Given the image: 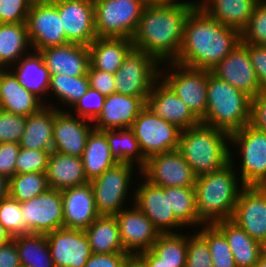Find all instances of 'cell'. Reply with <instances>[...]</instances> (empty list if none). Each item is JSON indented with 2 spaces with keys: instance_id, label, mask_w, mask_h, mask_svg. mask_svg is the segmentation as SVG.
Segmentation results:
<instances>
[{
  "instance_id": "22",
  "label": "cell",
  "mask_w": 266,
  "mask_h": 267,
  "mask_svg": "<svg viewBox=\"0 0 266 267\" xmlns=\"http://www.w3.org/2000/svg\"><path fill=\"white\" fill-rule=\"evenodd\" d=\"M146 106L181 131L201 123V120L161 78L154 83L147 97Z\"/></svg>"
},
{
  "instance_id": "49",
  "label": "cell",
  "mask_w": 266,
  "mask_h": 267,
  "mask_svg": "<svg viewBox=\"0 0 266 267\" xmlns=\"http://www.w3.org/2000/svg\"><path fill=\"white\" fill-rule=\"evenodd\" d=\"M33 0H0V23L26 22Z\"/></svg>"
},
{
  "instance_id": "42",
  "label": "cell",
  "mask_w": 266,
  "mask_h": 267,
  "mask_svg": "<svg viewBox=\"0 0 266 267\" xmlns=\"http://www.w3.org/2000/svg\"><path fill=\"white\" fill-rule=\"evenodd\" d=\"M198 233L207 241L213 267H236L225 236L213 224H204Z\"/></svg>"
},
{
  "instance_id": "17",
  "label": "cell",
  "mask_w": 266,
  "mask_h": 267,
  "mask_svg": "<svg viewBox=\"0 0 266 267\" xmlns=\"http://www.w3.org/2000/svg\"><path fill=\"white\" fill-rule=\"evenodd\" d=\"M231 220L262 243L266 239V186H244Z\"/></svg>"
},
{
  "instance_id": "38",
  "label": "cell",
  "mask_w": 266,
  "mask_h": 267,
  "mask_svg": "<svg viewBox=\"0 0 266 267\" xmlns=\"http://www.w3.org/2000/svg\"><path fill=\"white\" fill-rule=\"evenodd\" d=\"M89 85L88 75L70 77L66 74L50 75L48 94L60 100L61 104L73 108L74 104L87 92ZM51 92V93H50Z\"/></svg>"
},
{
  "instance_id": "24",
  "label": "cell",
  "mask_w": 266,
  "mask_h": 267,
  "mask_svg": "<svg viewBox=\"0 0 266 267\" xmlns=\"http://www.w3.org/2000/svg\"><path fill=\"white\" fill-rule=\"evenodd\" d=\"M145 106L141 97L112 93L105 98L102 111L92 124L101 131L130 128Z\"/></svg>"
},
{
  "instance_id": "6",
  "label": "cell",
  "mask_w": 266,
  "mask_h": 267,
  "mask_svg": "<svg viewBox=\"0 0 266 267\" xmlns=\"http://www.w3.org/2000/svg\"><path fill=\"white\" fill-rule=\"evenodd\" d=\"M146 0H101L94 3L97 37L132 39Z\"/></svg>"
},
{
  "instance_id": "56",
  "label": "cell",
  "mask_w": 266,
  "mask_h": 267,
  "mask_svg": "<svg viewBox=\"0 0 266 267\" xmlns=\"http://www.w3.org/2000/svg\"><path fill=\"white\" fill-rule=\"evenodd\" d=\"M138 255L144 260L146 267H176L162 262V259L158 257L151 249L143 251Z\"/></svg>"
},
{
  "instance_id": "25",
  "label": "cell",
  "mask_w": 266,
  "mask_h": 267,
  "mask_svg": "<svg viewBox=\"0 0 266 267\" xmlns=\"http://www.w3.org/2000/svg\"><path fill=\"white\" fill-rule=\"evenodd\" d=\"M50 75L66 74L70 77L86 75L89 63V47L66 43L38 51Z\"/></svg>"
},
{
  "instance_id": "21",
  "label": "cell",
  "mask_w": 266,
  "mask_h": 267,
  "mask_svg": "<svg viewBox=\"0 0 266 267\" xmlns=\"http://www.w3.org/2000/svg\"><path fill=\"white\" fill-rule=\"evenodd\" d=\"M210 72L251 98L264 91L258 82L248 50L242 43H239Z\"/></svg>"
},
{
  "instance_id": "50",
  "label": "cell",
  "mask_w": 266,
  "mask_h": 267,
  "mask_svg": "<svg viewBox=\"0 0 266 267\" xmlns=\"http://www.w3.org/2000/svg\"><path fill=\"white\" fill-rule=\"evenodd\" d=\"M20 148L19 143H0V175L8 180L16 174V158Z\"/></svg>"
},
{
  "instance_id": "40",
  "label": "cell",
  "mask_w": 266,
  "mask_h": 267,
  "mask_svg": "<svg viewBox=\"0 0 266 267\" xmlns=\"http://www.w3.org/2000/svg\"><path fill=\"white\" fill-rule=\"evenodd\" d=\"M151 250L171 266L185 267L187 258V235L182 233H161Z\"/></svg>"
},
{
  "instance_id": "32",
  "label": "cell",
  "mask_w": 266,
  "mask_h": 267,
  "mask_svg": "<svg viewBox=\"0 0 266 267\" xmlns=\"http://www.w3.org/2000/svg\"><path fill=\"white\" fill-rule=\"evenodd\" d=\"M29 52L13 66L15 70L9 69L28 91L34 93L46 105L43 97L48 94L50 74L40 53H33L31 50Z\"/></svg>"
},
{
  "instance_id": "41",
  "label": "cell",
  "mask_w": 266,
  "mask_h": 267,
  "mask_svg": "<svg viewBox=\"0 0 266 267\" xmlns=\"http://www.w3.org/2000/svg\"><path fill=\"white\" fill-rule=\"evenodd\" d=\"M48 189L45 172H28L15 174L9 179L8 195L22 203L37 197Z\"/></svg>"
},
{
  "instance_id": "5",
  "label": "cell",
  "mask_w": 266,
  "mask_h": 267,
  "mask_svg": "<svg viewBox=\"0 0 266 267\" xmlns=\"http://www.w3.org/2000/svg\"><path fill=\"white\" fill-rule=\"evenodd\" d=\"M250 120L251 97L208 71L207 110L201 123L231 134Z\"/></svg>"
},
{
  "instance_id": "46",
  "label": "cell",
  "mask_w": 266,
  "mask_h": 267,
  "mask_svg": "<svg viewBox=\"0 0 266 267\" xmlns=\"http://www.w3.org/2000/svg\"><path fill=\"white\" fill-rule=\"evenodd\" d=\"M185 267H213L207 241L198 232L192 236H187Z\"/></svg>"
},
{
  "instance_id": "35",
  "label": "cell",
  "mask_w": 266,
  "mask_h": 267,
  "mask_svg": "<svg viewBox=\"0 0 266 267\" xmlns=\"http://www.w3.org/2000/svg\"><path fill=\"white\" fill-rule=\"evenodd\" d=\"M84 232L94 254L125 252L115 216L100 215Z\"/></svg>"
},
{
  "instance_id": "39",
  "label": "cell",
  "mask_w": 266,
  "mask_h": 267,
  "mask_svg": "<svg viewBox=\"0 0 266 267\" xmlns=\"http://www.w3.org/2000/svg\"><path fill=\"white\" fill-rule=\"evenodd\" d=\"M169 203L175 217L184 227L193 225L202 227L204 225L197 216L194 186L169 187Z\"/></svg>"
},
{
  "instance_id": "9",
  "label": "cell",
  "mask_w": 266,
  "mask_h": 267,
  "mask_svg": "<svg viewBox=\"0 0 266 267\" xmlns=\"http://www.w3.org/2000/svg\"><path fill=\"white\" fill-rule=\"evenodd\" d=\"M166 65L173 72L169 68L168 73H164L160 66V78L201 120L207 110L208 71L183 66L176 62H167Z\"/></svg>"
},
{
  "instance_id": "31",
  "label": "cell",
  "mask_w": 266,
  "mask_h": 267,
  "mask_svg": "<svg viewBox=\"0 0 266 267\" xmlns=\"http://www.w3.org/2000/svg\"><path fill=\"white\" fill-rule=\"evenodd\" d=\"M54 104L43 106L26 117V126L19 142L21 148L52 151Z\"/></svg>"
},
{
  "instance_id": "18",
  "label": "cell",
  "mask_w": 266,
  "mask_h": 267,
  "mask_svg": "<svg viewBox=\"0 0 266 267\" xmlns=\"http://www.w3.org/2000/svg\"><path fill=\"white\" fill-rule=\"evenodd\" d=\"M57 107H54L52 151L81 157L89 133L94 129L93 122Z\"/></svg>"
},
{
  "instance_id": "59",
  "label": "cell",
  "mask_w": 266,
  "mask_h": 267,
  "mask_svg": "<svg viewBox=\"0 0 266 267\" xmlns=\"http://www.w3.org/2000/svg\"><path fill=\"white\" fill-rule=\"evenodd\" d=\"M13 237L9 234L6 228L0 223V246L11 241Z\"/></svg>"
},
{
  "instance_id": "54",
  "label": "cell",
  "mask_w": 266,
  "mask_h": 267,
  "mask_svg": "<svg viewBox=\"0 0 266 267\" xmlns=\"http://www.w3.org/2000/svg\"><path fill=\"white\" fill-rule=\"evenodd\" d=\"M129 255L127 252L110 254L92 253L84 267H122L123 262Z\"/></svg>"
},
{
  "instance_id": "15",
  "label": "cell",
  "mask_w": 266,
  "mask_h": 267,
  "mask_svg": "<svg viewBox=\"0 0 266 267\" xmlns=\"http://www.w3.org/2000/svg\"><path fill=\"white\" fill-rule=\"evenodd\" d=\"M132 201L160 233H173L184 226L174 215L169 203V187L156 186L146 179L134 189Z\"/></svg>"
},
{
  "instance_id": "64",
  "label": "cell",
  "mask_w": 266,
  "mask_h": 267,
  "mask_svg": "<svg viewBox=\"0 0 266 267\" xmlns=\"http://www.w3.org/2000/svg\"><path fill=\"white\" fill-rule=\"evenodd\" d=\"M93 1V3H95V2H98V1H101V0H92Z\"/></svg>"
},
{
  "instance_id": "14",
  "label": "cell",
  "mask_w": 266,
  "mask_h": 267,
  "mask_svg": "<svg viewBox=\"0 0 266 267\" xmlns=\"http://www.w3.org/2000/svg\"><path fill=\"white\" fill-rule=\"evenodd\" d=\"M25 221V233L47 234L63 227V202L61 190L46 192L20 203Z\"/></svg>"
},
{
  "instance_id": "10",
  "label": "cell",
  "mask_w": 266,
  "mask_h": 267,
  "mask_svg": "<svg viewBox=\"0 0 266 267\" xmlns=\"http://www.w3.org/2000/svg\"><path fill=\"white\" fill-rule=\"evenodd\" d=\"M134 166L136 165L118 162L90 181L95 205L100 215L114 216L124 209L123 205L125 199L130 195L128 194L129 187L135 176L133 174Z\"/></svg>"
},
{
  "instance_id": "53",
  "label": "cell",
  "mask_w": 266,
  "mask_h": 267,
  "mask_svg": "<svg viewBox=\"0 0 266 267\" xmlns=\"http://www.w3.org/2000/svg\"><path fill=\"white\" fill-rule=\"evenodd\" d=\"M250 124L266 133V91L251 98Z\"/></svg>"
},
{
  "instance_id": "19",
  "label": "cell",
  "mask_w": 266,
  "mask_h": 267,
  "mask_svg": "<svg viewBox=\"0 0 266 267\" xmlns=\"http://www.w3.org/2000/svg\"><path fill=\"white\" fill-rule=\"evenodd\" d=\"M45 235L55 267H84L92 254L84 230L62 227Z\"/></svg>"
},
{
  "instance_id": "12",
  "label": "cell",
  "mask_w": 266,
  "mask_h": 267,
  "mask_svg": "<svg viewBox=\"0 0 266 267\" xmlns=\"http://www.w3.org/2000/svg\"><path fill=\"white\" fill-rule=\"evenodd\" d=\"M26 26L33 51L69 43L58 9L51 0L32 2Z\"/></svg>"
},
{
  "instance_id": "11",
  "label": "cell",
  "mask_w": 266,
  "mask_h": 267,
  "mask_svg": "<svg viewBox=\"0 0 266 267\" xmlns=\"http://www.w3.org/2000/svg\"><path fill=\"white\" fill-rule=\"evenodd\" d=\"M146 159L178 149L181 130L145 106L130 127Z\"/></svg>"
},
{
  "instance_id": "58",
  "label": "cell",
  "mask_w": 266,
  "mask_h": 267,
  "mask_svg": "<svg viewBox=\"0 0 266 267\" xmlns=\"http://www.w3.org/2000/svg\"><path fill=\"white\" fill-rule=\"evenodd\" d=\"M8 184L9 180L5 176L0 175V200L8 196Z\"/></svg>"
},
{
  "instance_id": "37",
  "label": "cell",
  "mask_w": 266,
  "mask_h": 267,
  "mask_svg": "<svg viewBox=\"0 0 266 267\" xmlns=\"http://www.w3.org/2000/svg\"><path fill=\"white\" fill-rule=\"evenodd\" d=\"M13 239L16 243L21 266L55 267L45 234L25 233L13 237Z\"/></svg>"
},
{
  "instance_id": "48",
  "label": "cell",
  "mask_w": 266,
  "mask_h": 267,
  "mask_svg": "<svg viewBox=\"0 0 266 267\" xmlns=\"http://www.w3.org/2000/svg\"><path fill=\"white\" fill-rule=\"evenodd\" d=\"M105 96L97 90L89 87L87 92L74 104V113L76 116L94 121L102 111Z\"/></svg>"
},
{
  "instance_id": "27",
  "label": "cell",
  "mask_w": 266,
  "mask_h": 267,
  "mask_svg": "<svg viewBox=\"0 0 266 267\" xmlns=\"http://www.w3.org/2000/svg\"><path fill=\"white\" fill-rule=\"evenodd\" d=\"M50 189L63 190L88 183L81 157L51 151L46 169Z\"/></svg>"
},
{
  "instance_id": "55",
  "label": "cell",
  "mask_w": 266,
  "mask_h": 267,
  "mask_svg": "<svg viewBox=\"0 0 266 267\" xmlns=\"http://www.w3.org/2000/svg\"><path fill=\"white\" fill-rule=\"evenodd\" d=\"M0 267H21L14 239L0 246Z\"/></svg>"
},
{
  "instance_id": "33",
  "label": "cell",
  "mask_w": 266,
  "mask_h": 267,
  "mask_svg": "<svg viewBox=\"0 0 266 267\" xmlns=\"http://www.w3.org/2000/svg\"><path fill=\"white\" fill-rule=\"evenodd\" d=\"M81 159L89 182L118 163L111 155L106 134L95 128L89 133Z\"/></svg>"
},
{
  "instance_id": "44",
  "label": "cell",
  "mask_w": 266,
  "mask_h": 267,
  "mask_svg": "<svg viewBox=\"0 0 266 267\" xmlns=\"http://www.w3.org/2000/svg\"><path fill=\"white\" fill-rule=\"evenodd\" d=\"M0 223L12 237L25 234L20 202L9 195L0 200Z\"/></svg>"
},
{
  "instance_id": "16",
  "label": "cell",
  "mask_w": 266,
  "mask_h": 267,
  "mask_svg": "<svg viewBox=\"0 0 266 267\" xmlns=\"http://www.w3.org/2000/svg\"><path fill=\"white\" fill-rule=\"evenodd\" d=\"M57 7L69 43L89 46L97 38L92 0H51Z\"/></svg>"
},
{
  "instance_id": "34",
  "label": "cell",
  "mask_w": 266,
  "mask_h": 267,
  "mask_svg": "<svg viewBox=\"0 0 266 267\" xmlns=\"http://www.w3.org/2000/svg\"><path fill=\"white\" fill-rule=\"evenodd\" d=\"M29 48L32 50L26 22L0 23V67L14 66Z\"/></svg>"
},
{
  "instance_id": "61",
  "label": "cell",
  "mask_w": 266,
  "mask_h": 267,
  "mask_svg": "<svg viewBox=\"0 0 266 267\" xmlns=\"http://www.w3.org/2000/svg\"><path fill=\"white\" fill-rule=\"evenodd\" d=\"M261 255L266 258V239L261 243Z\"/></svg>"
},
{
  "instance_id": "29",
  "label": "cell",
  "mask_w": 266,
  "mask_h": 267,
  "mask_svg": "<svg viewBox=\"0 0 266 267\" xmlns=\"http://www.w3.org/2000/svg\"><path fill=\"white\" fill-rule=\"evenodd\" d=\"M213 225L225 236L236 267H254L261 256V243L232 220H220Z\"/></svg>"
},
{
  "instance_id": "45",
  "label": "cell",
  "mask_w": 266,
  "mask_h": 267,
  "mask_svg": "<svg viewBox=\"0 0 266 267\" xmlns=\"http://www.w3.org/2000/svg\"><path fill=\"white\" fill-rule=\"evenodd\" d=\"M49 155L48 150L20 148L16 158V174L46 172Z\"/></svg>"
},
{
  "instance_id": "20",
  "label": "cell",
  "mask_w": 266,
  "mask_h": 267,
  "mask_svg": "<svg viewBox=\"0 0 266 267\" xmlns=\"http://www.w3.org/2000/svg\"><path fill=\"white\" fill-rule=\"evenodd\" d=\"M132 205L131 208L125 207L114 216L125 252L139 254L150 250L161 233L135 203Z\"/></svg>"
},
{
  "instance_id": "8",
  "label": "cell",
  "mask_w": 266,
  "mask_h": 267,
  "mask_svg": "<svg viewBox=\"0 0 266 267\" xmlns=\"http://www.w3.org/2000/svg\"><path fill=\"white\" fill-rule=\"evenodd\" d=\"M242 159L238 172L244 186H266V133L250 123L230 134Z\"/></svg>"
},
{
  "instance_id": "3",
  "label": "cell",
  "mask_w": 266,
  "mask_h": 267,
  "mask_svg": "<svg viewBox=\"0 0 266 267\" xmlns=\"http://www.w3.org/2000/svg\"><path fill=\"white\" fill-rule=\"evenodd\" d=\"M232 154L230 150V162L223 168L196 177L197 216L204 224L231 220L233 217L238 195L244 185L238 181L240 178L234 168Z\"/></svg>"
},
{
  "instance_id": "13",
  "label": "cell",
  "mask_w": 266,
  "mask_h": 267,
  "mask_svg": "<svg viewBox=\"0 0 266 267\" xmlns=\"http://www.w3.org/2000/svg\"><path fill=\"white\" fill-rule=\"evenodd\" d=\"M141 178L159 187L195 186L196 176L178 149L149 157Z\"/></svg>"
},
{
  "instance_id": "57",
  "label": "cell",
  "mask_w": 266,
  "mask_h": 267,
  "mask_svg": "<svg viewBox=\"0 0 266 267\" xmlns=\"http://www.w3.org/2000/svg\"><path fill=\"white\" fill-rule=\"evenodd\" d=\"M122 267H146V264L138 254H130L123 262Z\"/></svg>"
},
{
  "instance_id": "36",
  "label": "cell",
  "mask_w": 266,
  "mask_h": 267,
  "mask_svg": "<svg viewBox=\"0 0 266 267\" xmlns=\"http://www.w3.org/2000/svg\"><path fill=\"white\" fill-rule=\"evenodd\" d=\"M109 143L111 155L117 162L131 163L138 166V173L145 166L147 159L144 157L139 142L130 128L104 130Z\"/></svg>"
},
{
  "instance_id": "23",
  "label": "cell",
  "mask_w": 266,
  "mask_h": 267,
  "mask_svg": "<svg viewBox=\"0 0 266 267\" xmlns=\"http://www.w3.org/2000/svg\"><path fill=\"white\" fill-rule=\"evenodd\" d=\"M63 227L85 230L100 214L90 182L61 190Z\"/></svg>"
},
{
  "instance_id": "43",
  "label": "cell",
  "mask_w": 266,
  "mask_h": 267,
  "mask_svg": "<svg viewBox=\"0 0 266 267\" xmlns=\"http://www.w3.org/2000/svg\"><path fill=\"white\" fill-rule=\"evenodd\" d=\"M241 43L266 45V0L257 2L248 25L241 31Z\"/></svg>"
},
{
  "instance_id": "60",
  "label": "cell",
  "mask_w": 266,
  "mask_h": 267,
  "mask_svg": "<svg viewBox=\"0 0 266 267\" xmlns=\"http://www.w3.org/2000/svg\"><path fill=\"white\" fill-rule=\"evenodd\" d=\"M254 267H266V258L261 255Z\"/></svg>"
},
{
  "instance_id": "52",
  "label": "cell",
  "mask_w": 266,
  "mask_h": 267,
  "mask_svg": "<svg viewBox=\"0 0 266 267\" xmlns=\"http://www.w3.org/2000/svg\"><path fill=\"white\" fill-rule=\"evenodd\" d=\"M87 75L90 87L97 90L105 97L116 92L114 74L94 69L89 65Z\"/></svg>"
},
{
  "instance_id": "62",
  "label": "cell",
  "mask_w": 266,
  "mask_h": 267,
  "mask_svg": "<svg viewBox=\"0 0 266 267\" xmlns=\"http://www.w3.org/2000/svg\"><path fill=\"white\" fill-rule=\"evenodd\" d=\"M6 68L0 67V91H1V81H2V74L6 71Z\"/></svg>"
},
{
  "instance_id": "63",
  "label": "cell",
  "mask_w": 266,
  "mask_h": 267,
  "mask_svg": "<svg viewBox=\"0 0 266 267\" xmlns=\"http://www.w3.org/2000/svg\"><path fill=\"white\" fill-rule=\"evenodd\" d=\"M148 3L150 2H168V1H173V0H146Z\"/></svg>"
},
{
  "instance_id": "4",
  "label": "cell",
  "mask_w": 266,
  "mask_h": 267,
  "mask_svg": "<svg viewBox=\"0 0 266 267\" xmlns=\"http://www.w3.org/2000/svg\"><path fill=\"white\" fill-rule=\"evenodd\" d=\"M228 142L230 134L227 132L199 123L180 132L178 150L198 177L230 162Z\"/></svg>"
},
{
  "instance_id": "7",
  "label": "cell",
  "mask_w": 266,
  "mask_h": 267,
  "mask_svg": "<svg viewBox=\"0 0 266 267\" xmlns=\"http://www.w3.org/2000/svg\"><path fill=\"white\" fill-rule=\"evenodd\" d=\"M160 66L152 55L133 47L114 74L116 93L141 97L146 102L160 78Z\"/></svg>"
},
{
  "instance_id": "26",
  "label": "cell",
  "mask_w": 266,
  "mask_h": 267,
  "mask_svg": "<svg viewBox=\"0 0 266 267\" xmlns=\"http://www.w3.org/2000/svg\"><path fill=\"white\" fill-rule=\"evenodd\" d=\"M43 106L44 102L28 91L10 69L2 74L0 110L27 117Z\"/></svg>"
},
{
  "instance_id": "30",
  "label": "cell",
  "mask_w": 266,
  "mask_h": 267,
  "mask_svg": "<svg viewBox=\"0 0 266 267\" xmlns=\"http://www.w3.org/2000/svg\"><path fill=\"white\" fill-rule=\"evenodd\" d=\"M259 0H203L198 6L211 18L240 32L248 25L249 19ZM201 2V3H200Z\"/></svg>"
},
{
  "instance_id": "51",
  "label": "cell",
  "mask_w": 266,
  "mask_h": 267,
  "mask_svg": "<svg viewBox=\"0 0 266 267\" xmlns=\"http://www.w3.org/2000/svg\"><path fill=\"white\" fill-rule=\"evenodd\" d=\"M242 44L248 50L260 87L266 91V45Z\"/></svg>"
},
{
  "instance_id": "28",
  "label": "cell",
  "mask_w": 266,
  "mask_h": 267,
  "mask_svg": "<svg viewBox=\"0 0 266 267\" xmlns=\"http://www.w3.org/2000/svg\"><path fill=\"white\" fill-rule=\"evenodd\" d=\"M88 47L90 66L115 74L133 48V43L127 38L97 37Z\"/></svg>"
},
{
  "instance_id": "1",
  "label": "cell",
  "mask_w": 266,
  "mask_h": 267,
  "mask_svg": "<svg viewBox=\"0 0 266 267\" xmlns=\"http://www.w3.org/2000/svg\"><path fill=\"white\" fill-rule=\"evenodd\" d=\"M197 4L181 0L148 3L131 39L133 47L152 55L160 64L174 62L182 45L185 20Z\"/></svg>"
},
{
  "instance_id": "2",
  "label": "cell",
  "mask_w": 266,
  "mask_h": 267,
  "mask_svg": "<svg viewBox=\"0 0 266 267\" xmlns=\"http://www.w3.org/2000/svg\"><path fill=\"white\" fill-rule=\"evenodd\" d=\"M239 43V30L221 24L197 5L185 20L182 45L174 62L211 71Z\"/></svg>"
},
{
  "instance_id": "47",
  "label": "cell",
  "mask_w": 266,
  "mask_h": 267,
  "mask_svg": "<svg viewBox=\"0 0 266 267\" xmlns=\"http://www.w3.org/2000/svg\"><path fill=\"white\" fill-rule=\"evenodd\" d=\"M26 126V117L0 110V143H19Z\"/></svg>"
}]
</instances>
